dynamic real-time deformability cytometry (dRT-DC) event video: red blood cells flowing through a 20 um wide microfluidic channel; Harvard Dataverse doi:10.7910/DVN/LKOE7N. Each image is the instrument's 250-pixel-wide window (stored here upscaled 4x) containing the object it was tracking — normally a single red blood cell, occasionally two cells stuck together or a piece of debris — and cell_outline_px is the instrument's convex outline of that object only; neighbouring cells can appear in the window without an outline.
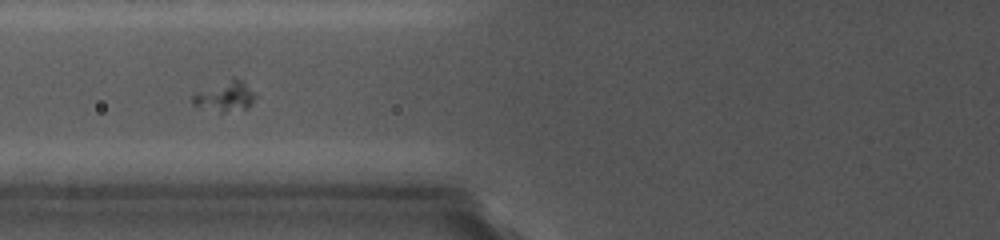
{"species": "common noctule bat (a hibernating species)", "species_latin": "Nyctalus noctula", "temperature_condition": "cold", "stored_images_in_passage": 35, "camera_frame_rate_fps": 5000, "um_per_image_px": 0.085, "animal": {"sex": "female", "body_mass_g": 19.0, "forearm_length_mm": 56.7}, "frame": {"image": 1, "passage_image": 5, "time_ms": 1.4, "image_size_px": [1000, 240], "cell_outline_px": [[256, 96], [244, 108], [224, 112], [192, 104], [192, 92], [232, 80], [240, 80]], "centroid_in_image_um": [19.04, 8.2], "position_along_channel_um": 106.8, "area_um2": 10.06}}
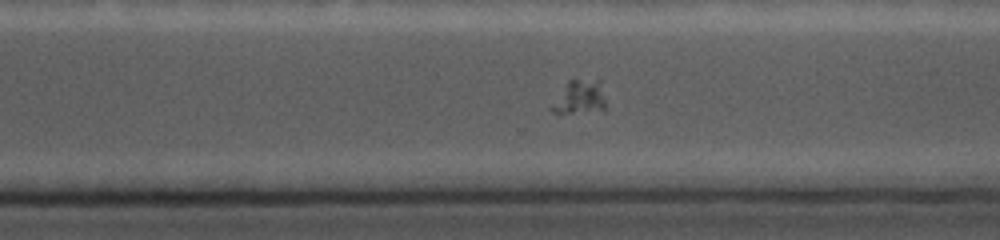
{"frame": {"image": 2, "passage_image": 30, "time_ms": 7.2, "image_size_px": [1000, 240], "cell_outline_px": [[608, 112], [552, 112], [552, 108], [568, 80], [600, 80], [608, 108]], "centroid_in_image_um": [49.43, 8.29], "position_along_channel_um": 321.2, "area_um2": 10.52}}
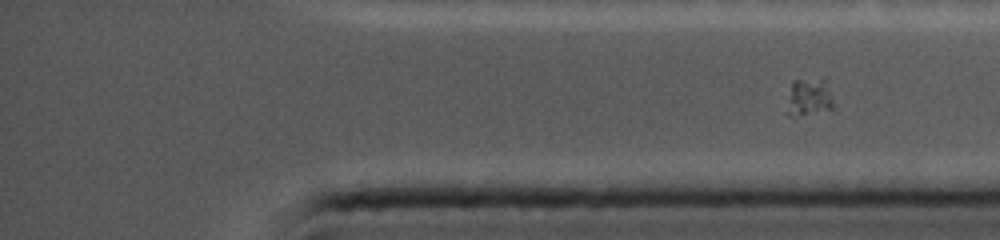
{"frame": {"image": 3, "passage_image": 35, "time_ms": 8.4, "image_size_px": [1000, 240], "cell_outline_px": [[836, 108], [792, 116], [788, 112], [792, 80], [824, 76], [828, 76]], "centroid_in_image_um": [68.92, 8.15], "position_along_channel_um": 366.3, "area_um2": 10.58}}